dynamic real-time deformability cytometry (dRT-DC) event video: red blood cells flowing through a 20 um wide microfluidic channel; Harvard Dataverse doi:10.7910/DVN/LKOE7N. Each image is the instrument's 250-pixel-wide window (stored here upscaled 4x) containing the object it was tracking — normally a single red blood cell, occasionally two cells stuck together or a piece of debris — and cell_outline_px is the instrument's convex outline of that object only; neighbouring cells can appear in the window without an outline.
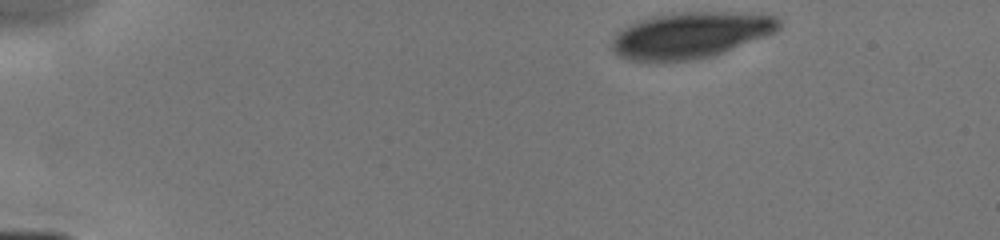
{"species": "human", "species_latin": "Homo sapiens", "temperature_condition": "cold", "stored_images_in_passage": 23, "camera_frame_rate_fps": 3000, "um_per_image_px": 0.085, "donor": {"sex": "male"}, "frame": {"image": 1, "passage_image": 1, "time_ms": 0.0, "image_size_px": [1000, 240], "cell_outline_px": [[780, 28], [776, 32], [724, 52], [712, 56], [696, 60], [660, 64], [652, 64], [628, 60], [616, 56], [612, 52], [612, 40], [616, 32], [628, 24], [652, 16], [680, 12], [752, 12], [776, 16], [780, 20]], "centroid_in_image_um": [58.65, 3.02], "position_along_channel_um": 26.4, "area_um2": 46.24}}
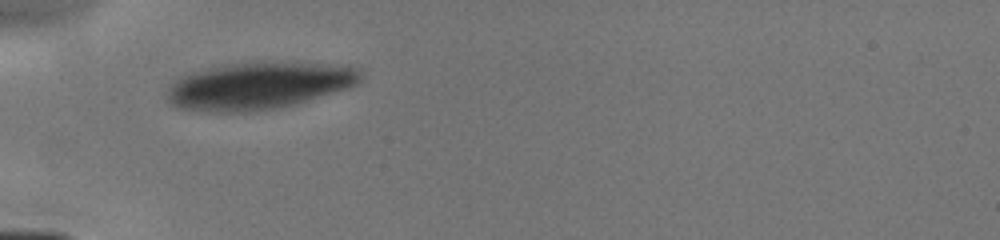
{"frame": {"image": 2, "passage_image": 10, "time_ms": 3.0, "image_size_px": [1000, 240], "cell_outline_px": [[364, 76], [356, 84], [348, 88], [292, 104], [272, 108], [248, 112], [204, 112], [176, 108], [168, 100], [168, 84], [180, 76], [188, 72], [224, 64], [264, 60], [280, 60], [348, 64], [360, 68], [364, 72]], "centroid_in_image_um": [22.02, 7.23], "position_along_channel_um": 63.0, "area_um2": 54.74}}
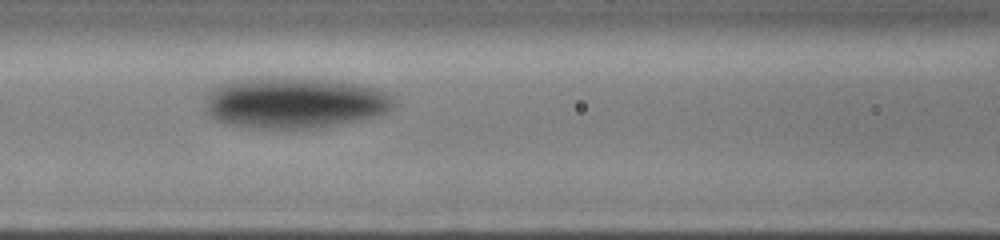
{"frame": {"image": 3, "passage_image": 16, "time_ms": 5.0, "image_size_px": [1000, 240], "cell_outline_px": [[392, 108], [384, 112], [360, 120], [312, 128], [264, 128], [228, 124], [216, 120], [204, 108], [208, 96], [212, 88], [220, 84], [232, 80], [264, 76], [292, 76], [332, 80], [360, 84], [380, 88], [388, 92], [392, 96]], "centroid_in_image_um": [25.01, 8.69], "position_along_channel_um": 141.6, "area_um2": 56.53}}